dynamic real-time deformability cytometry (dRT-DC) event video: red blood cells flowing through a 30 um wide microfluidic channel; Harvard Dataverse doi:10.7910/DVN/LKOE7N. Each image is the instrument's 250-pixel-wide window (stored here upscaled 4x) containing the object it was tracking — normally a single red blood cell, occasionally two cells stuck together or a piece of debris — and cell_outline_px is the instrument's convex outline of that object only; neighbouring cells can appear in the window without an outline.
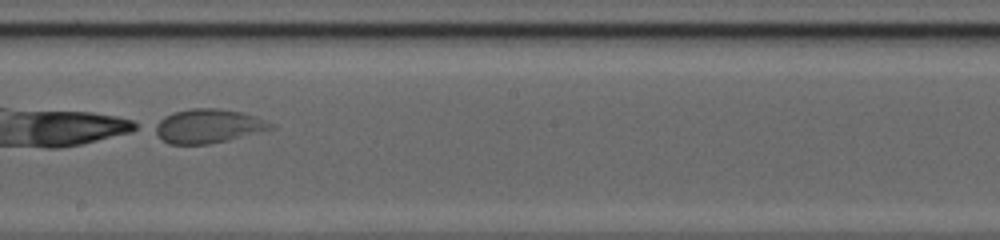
{"species": "common noctule bat (a hibernating species)", "species_latin": "Nyctalus noctula", "temperature_condition": "cold", "stored_images_in_passage": 31, "camera_frame_rate_fps": 3000, "um_per_image_px": 0.085, "animal": {"sex": "female", "body_mass_g": 20.0, "forearm_length_mm": 54.0}, "frame": {"image": 1, "passage_image": 18, "time_ms": 5.667, "image_size_px": [1000, 240], "cell_outline_px": [[276, 128], [228, 140], [208, 144], [168, 144], [160, 140], [148, 128], [152, 124], [164, 116], [172, 112], [192, 108], [216, 108], [240, 112], [276, 124]], "centroid_in_image_um": [17.57, 10.73], "position_along_channel_um": 230.6, "area_um2": 23.41}}
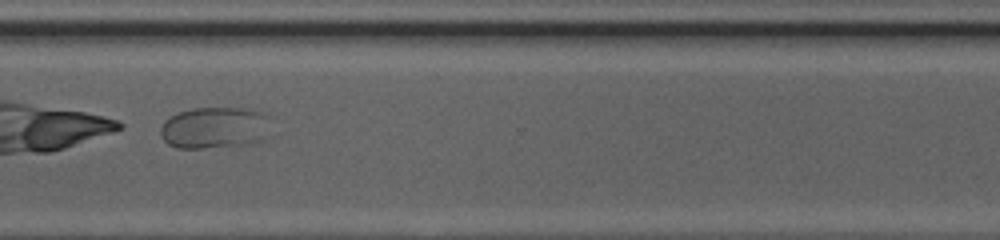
{"frame": {"image": 2, "passage_image": 27, "time_ms": 8.667, "image_size_px": [1000, 240], "cell_outline_px": [[264, 140], [248, 144], [204, 148], [176, 148], [168, 144], [160, 136], [160, 128], [172, 116], [180, 112], [192, 108], [244, 108], [264, 112]], "centroid_in_image_um": [18.16, 10.87], "position_along_channel_um": 352.4, "area_um2": 26.13}}